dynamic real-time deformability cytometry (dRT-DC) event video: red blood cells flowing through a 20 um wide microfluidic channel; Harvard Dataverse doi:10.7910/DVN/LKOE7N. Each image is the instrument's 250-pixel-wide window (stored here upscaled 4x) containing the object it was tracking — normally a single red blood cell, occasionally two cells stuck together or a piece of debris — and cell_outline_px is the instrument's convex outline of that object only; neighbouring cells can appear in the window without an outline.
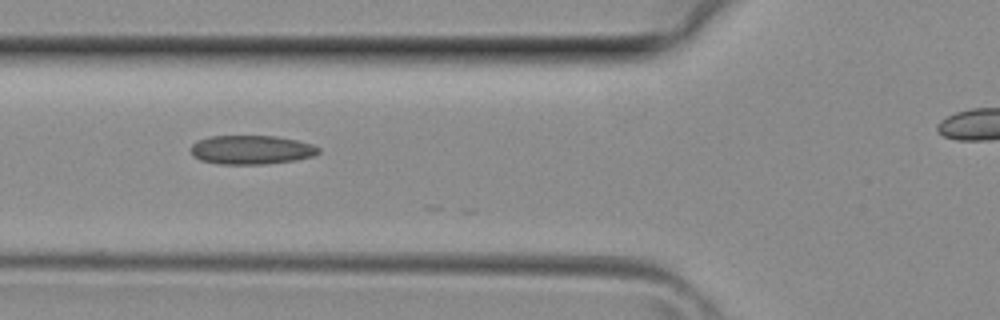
{"species": "common noctule bat (a hibernating species)", "species_latin": "Nyctalus noctula", "temperature_condition": "room temperature", "stored_images_in_passage": 14, "camera_frame_rate_fps": 3000, "um_per_image_px": 0.085, "animal": {"sex": "female", "body_mass_g": 29.2, "forearm_length_mm": 56.3}, "frame": {"image": 1, "passage_image": 10, "time_ms": 3.0, "image_size_px": [1000, 320], "cell_outline_px": [[320, 152], [312, 156], [296, 160], [264, 164], [220, 164], [200, 160], [192, 156], [188, 148], [196, 140], [208, 136], [276, 136], [296, 140], [312, 144], [320, 148]], "centroid_in_image_um": [21.31, 12.73], "position_along_channel_um": 104.5, "area_um2": 21.79}}
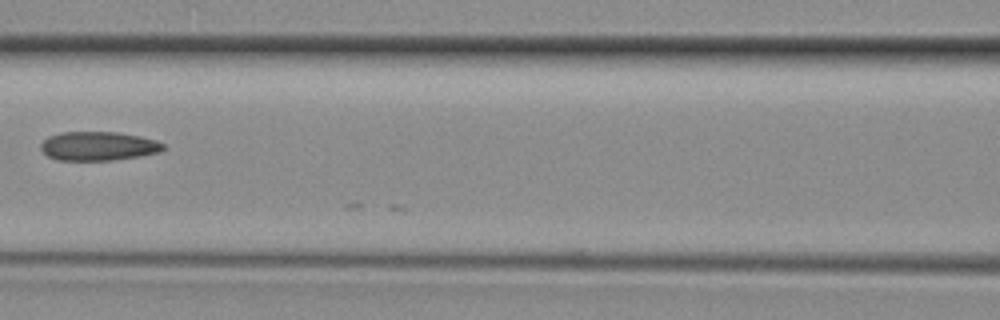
{"frame": {"image": 2, "passage_image": 13, "time_ms": 4.0, "image_size_px": [1000, 320], "cell_outline_px": [[164, 148], [156, 152], [140, 156], [112, 160], [56, 160], [48, 156], [40, 148], [40, 144], [48, 136], [60, 132], [116, 132], [140, 136], [156, 140], [164, 144]], "centroid_in_image_um": [8.32, 12.41], "position_along_channel_um": 158.3, "area_um2": 20.58}}